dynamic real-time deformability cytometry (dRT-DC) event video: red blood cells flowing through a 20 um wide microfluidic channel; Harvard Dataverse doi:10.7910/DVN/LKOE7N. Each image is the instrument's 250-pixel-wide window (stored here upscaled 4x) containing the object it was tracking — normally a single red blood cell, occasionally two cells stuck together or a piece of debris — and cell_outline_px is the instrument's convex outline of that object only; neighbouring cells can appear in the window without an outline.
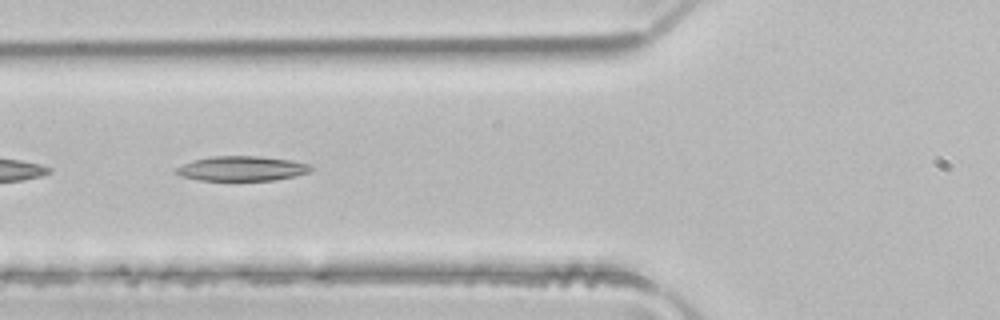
{"species": "common noctule bat (a hibernating species)", "species_latin": "Nyctalus noctula", "temperature_condition": "room temperature", "stored_images_in_passage": 6, "camera_frame_rate_fps": 3000, "um_per_image_px": 0.085, "animal": {"sex": "male", "body_mass_g": 21.5, "forearm_length_mm": 52.0}, "frame": {"image": 1, "passage_image": 4, "time_ms": 1.0, "image_size_px": [1000, 320], "cell_outline_px": [[316, 168], [308, 172], [296, 176], [272, 180], [200, 180], [180, 176], [172, 172], [172, 168], [192, 160], [212, 156], [260, 156], [292, 160], [308, 164]], "centroid_in_image_um": [20.51, 14.32], "position_along_channel_um": 105.3, "area_um2": 19.71}}
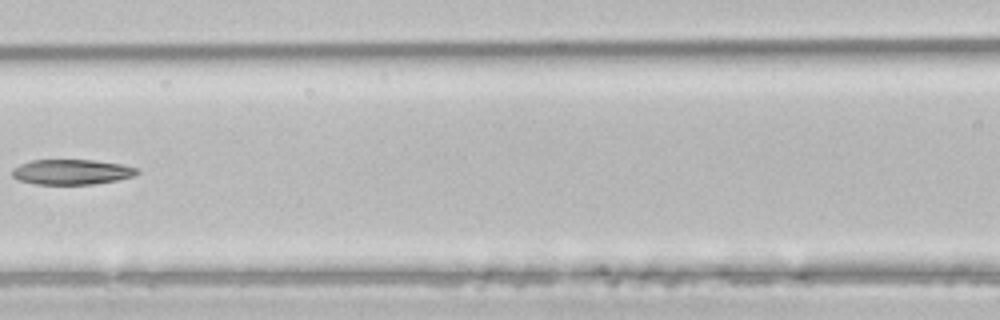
{"frame": {"image": 2, "passage_image": 5, "time_ms": 1.333, "image_size_px": [1000, 320], "cell_outline_px": [[140, 172], [132, 176], [116, 180], [92, 184], [36, 184], [20, 180], [12, 176], [12, 168], [20, 164], [32, 160], [92, 160], [120, 164], [140, 168]], "centroid_in_image_um": [6.09, 14.61], "position_along_channel_um": 160.5, "area_um2": 18.21}}
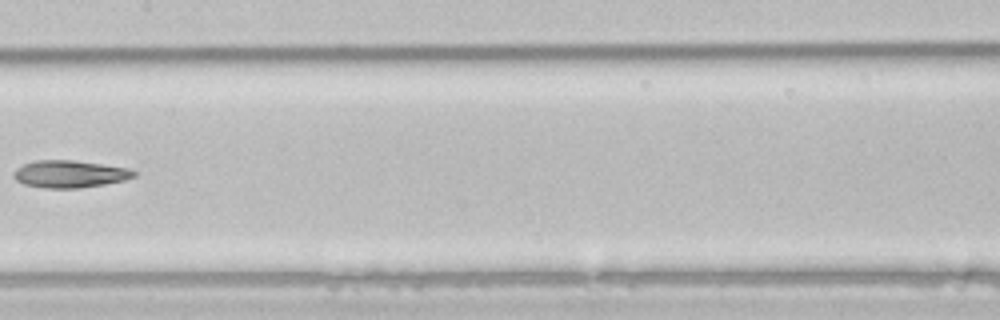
{"frame": {"image": 3, "passage_image": 6, "time_ms": 1.667, "image_size_px": [1000, 320], "cell_outline_px": [[136, 176], [124, 180], [104, 184], [80, 188], [44, 188], [24, 184], [16, 180], [12, 176], [12, 172], [16, 168], [24, 164], [36, 160], [72, 160], [128, 168], [136, 172]], "centroid_in_image_um": [5.89, 14.79], "position_along_channel_um": 201.5, "area_um2": 19.07}}